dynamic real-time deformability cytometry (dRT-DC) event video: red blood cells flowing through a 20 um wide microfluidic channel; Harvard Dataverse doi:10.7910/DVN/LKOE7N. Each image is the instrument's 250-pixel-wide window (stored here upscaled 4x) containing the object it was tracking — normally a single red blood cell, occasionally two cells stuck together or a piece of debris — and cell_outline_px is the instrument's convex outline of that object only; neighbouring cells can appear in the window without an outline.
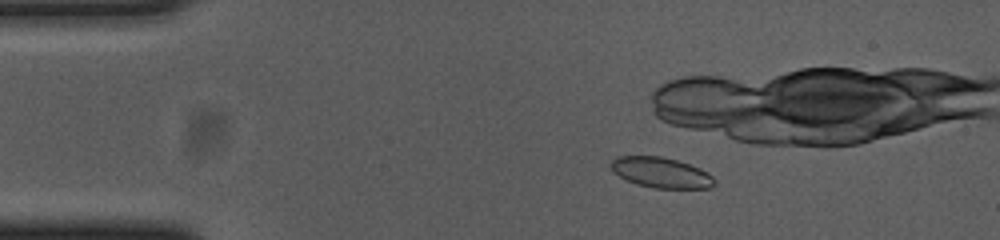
{"species": "common noctule bat (a hibernating species)", "species_latin": "Nyctalus noctula", "temperature_condition": "cold", "stored_images_in_passage": 6, "camera_frame_rate_fps": 3000, "um_per_image_px": 0.085, "animal": {"sex": "female", "body_mass_g": 23.0, "forearm_length_mm": 53.4}, "frame": {"image": 1, "passage_image": 1, "time_ms": 0.0, "image_size_px": [1000, 240], "cell_outline_px": [[716, 184], [708, 188], [656, 188], [636, 184], [612, 172], [612, 160], [616, 156], [660, 156], [676, 160], [700, 168], [712, 176]], "centroid_in_image_um": [56.19, 14.67], "position_along_channel_um": 28.8, "area_um2": 18.15}}